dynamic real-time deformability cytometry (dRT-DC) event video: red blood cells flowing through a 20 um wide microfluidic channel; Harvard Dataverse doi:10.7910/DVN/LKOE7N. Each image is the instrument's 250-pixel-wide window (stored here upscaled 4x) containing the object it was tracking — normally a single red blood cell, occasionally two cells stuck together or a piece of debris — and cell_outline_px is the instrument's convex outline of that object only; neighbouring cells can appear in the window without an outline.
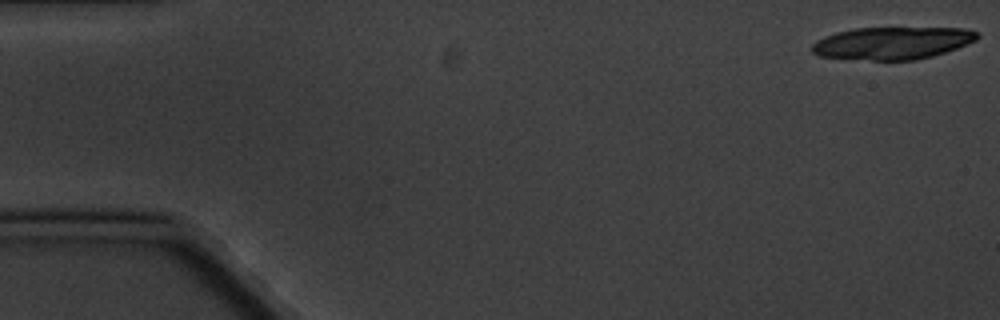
{"species": "common noctule bat (a hibernating species)", "species_latin": "Nyctalus noctula", "temperature_condition": "cold", "stored_images_in_passage": 7, "camera_frame_rate_fps": 3000, "um_per_image_px": 0.085, "animal": {"sex": "male", "body_mass_g": 20.1, "forearm_length_mm": 53.5}, "frame": {"image": 1, "passage_image": 1, "time_ms": 0.0, "image_size_px": [1000, 320], "cell_outline_px": [[980, 36], [976, 40], [956, 48], [932, 56], [916, 60], [872, 60], [820, 56], [812, 52], [812, 44], [816, 40], [824, 36], [836, 32], [852, 28], [964, 28], [980, 32]], "centroid_in_image_um": [75.85, 3.65], "position_along_channel_um": 9.2, "area_um2": 31.21}}